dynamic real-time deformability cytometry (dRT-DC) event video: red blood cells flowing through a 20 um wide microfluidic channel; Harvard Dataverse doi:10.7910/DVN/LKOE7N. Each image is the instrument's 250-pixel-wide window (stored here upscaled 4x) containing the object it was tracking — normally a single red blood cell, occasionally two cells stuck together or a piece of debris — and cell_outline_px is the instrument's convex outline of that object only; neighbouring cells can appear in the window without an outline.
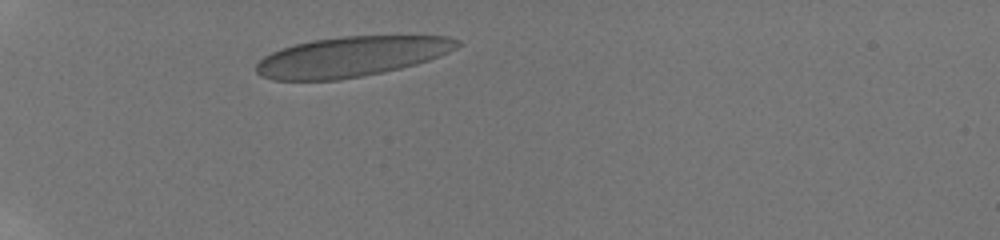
{"species": "human", "species_latin": "Homo sapiens", "temperature_condition": "room temperature", "stored_images_in_passage": 8, "camera_frame_rate_fps": 3000, "um_per_image_px": 0.085, "donor": {"sex": "male"}, "frame": {"image": 1, "passage_image": 1, "time_ms": 0.0, "image_size_px": [1000, 240], "cell_outline_px": [[464, 44], [440, 56], [416, 64], [384, 72], [340, 80], [272, 80], [260, 76], [256, 72], [256, 64], [264, 56], [280, 48], [312, 40], [344, 36], [448, 36], [460, 40]], "centroid_in_image_um": [29.87, 4.82], "position_along_channel_um": 55.1, "area_um2": 47.16}}
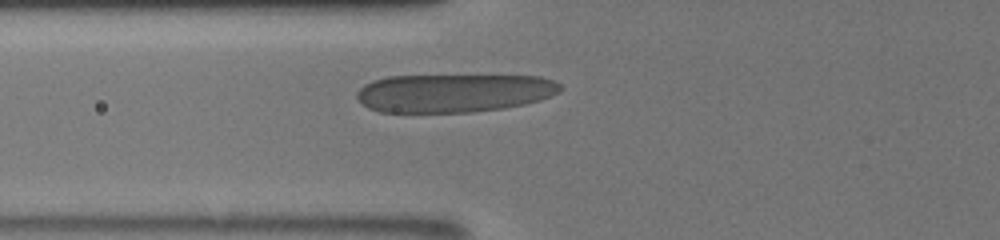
{"frame": {"image": 2, "passage_image": 6, "time_ms": 1.667, "image_size_px": [1000, 240], "cell_outline_px": [[564, 88], [560, 92], [540, 100], [524, 104], [504, 108], [472, 112], [380, 112], [368, 108], [356, 96], [356, 92], [364, 84], [372, 80], [388, 76], [540, 76], [556, 80]], "centroid_in_image_um": [38.6, 7.9], "position_along_channel_um": 87.2, "area_um2": 45.66}}